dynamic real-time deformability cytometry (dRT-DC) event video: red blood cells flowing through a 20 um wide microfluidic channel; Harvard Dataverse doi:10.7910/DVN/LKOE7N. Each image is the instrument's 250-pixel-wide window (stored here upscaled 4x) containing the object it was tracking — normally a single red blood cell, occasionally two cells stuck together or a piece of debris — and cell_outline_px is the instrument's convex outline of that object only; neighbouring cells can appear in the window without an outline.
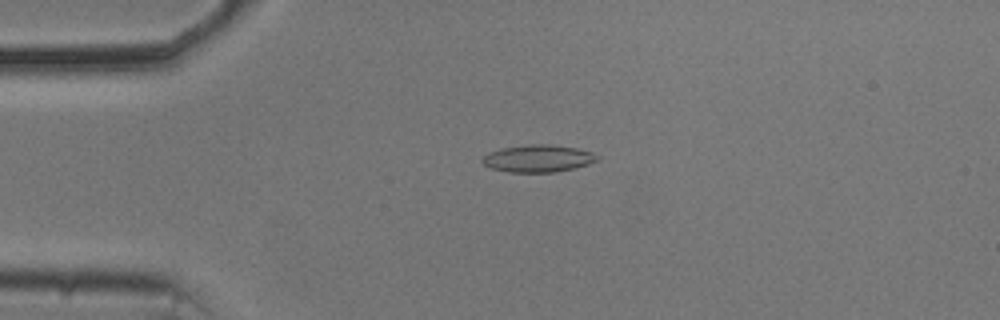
{"species": "common noctule bat (a hibernating species)", "species_latin": "Nyctalus noctula", "temperature_condition": "cold", "stored_images_in_passage": 46, "camera_frame_rate_fps": 3000, "um_per_image_px": 0.085, "animal": {"sex": "male", "body_mass_g": 20.5, "forearm_length_mm": 52.5}, "frame": {"image": 1, "passage_image": 4, "time_ms": 1.0, "image_size_px": [1000, 320], "cell_outline_px": [[600, 160], [588, 164], [556, 172], [508, 172], [492, 168], [484, 164], [480, 160], [488, 152], [500, 148], [528, 144], [548, 144], [576, 148], [592, 152], [600, 156]], "centroid_in_image_um": [45.74, 13.46], "position_along_channel_um": 39.3, "area_um2": 18.32}}
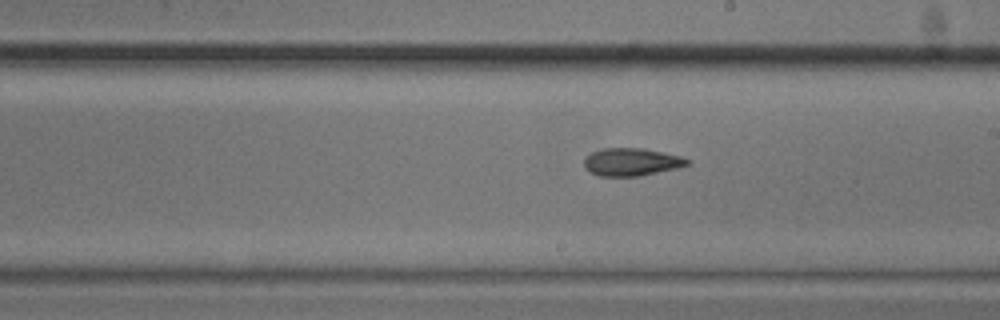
{"frame": {"image": 2, "passage_image": 22, "time_ms": 7.0, "image_size_px": [1000, 320], "cell_outline_px": [[692, 164], [680, 168], [640, 176], [600, 176], [584, 168], [584, 160], [592, 152], [600, 148], [644, 148], [680, 156], [692, 160]], "centroid_in_image_um": [53.74, 13.77], "position_along_channel_um": 235.3, "area_um2": 16.88}}
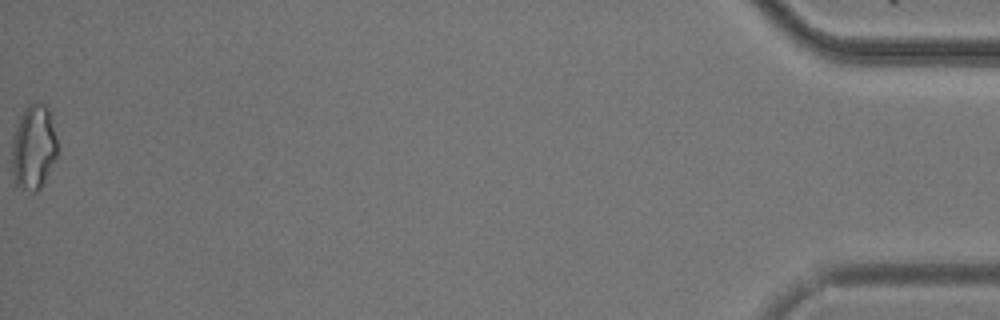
{"frame": {"image": 3, "passage_image": 46, "time_ms": 15.0, "image_size_px": [1000, 320], "cell_outline_px": [[56, 156], [40, 188], [36, 192], [32, 192], [20, 188], [16, 184], [12, 172], [12, 140], [16, 124], [24, 108], [28, 104], [36, 100], [44, 104], [48, 108], [56, 136]], "centroid_in_image_um": [2.82, 12.48], "position_along_channel_um": 432.4, "area_um2": 22.43}, "authors_computed_cell_mechanics": {"area_um2": 17.1088, "velocity_mm_per_s": 3.722, "shape_relaxation_time_tau1_ms": null, "shape_relaxation_time_tau2_ms": 3.6763, "deformation_change_tau1": null, "deformation_change_tau2": 0.1105}}